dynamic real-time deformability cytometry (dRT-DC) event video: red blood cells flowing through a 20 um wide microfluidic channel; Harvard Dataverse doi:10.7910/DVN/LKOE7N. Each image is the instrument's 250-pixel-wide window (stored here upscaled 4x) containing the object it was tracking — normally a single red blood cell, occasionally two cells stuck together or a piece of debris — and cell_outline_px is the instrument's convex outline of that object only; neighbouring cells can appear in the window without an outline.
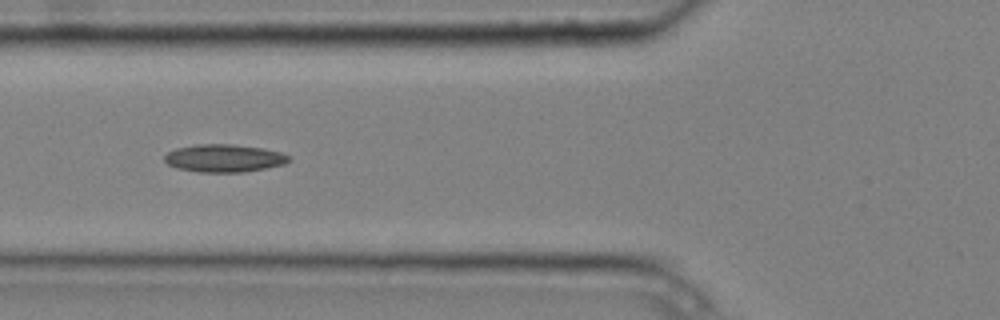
{"species": "common noctule bat (a hibernating species)", "species_latin": "Nyctalus noctula", "temperature_condition": "cold", "stored_images_in_passage": 7, "camera_frame_rate_fps": 3000, "um_per_image_px": 0.085, "animal": {"sex": "male", "body_mass_g": 20.4}, "frame": {"image": 1, "passage_image": 5, "time_ms": 1.333, "image_size_px": [1000, 320], "cell_outline_px": [[288, 160], [284, 164], [244, 172], [200, 172], [176, 168], [168, 164], [164, 160], [164, 156], [168, 152], [176, 148], [196, 144], [232, 144], [264, 148], [280, 152], [288, 156]], "centroid_in_image_um": [19.0, 13.44], "position_along_channel_um": 106.8, "area_um2": 20.0}}
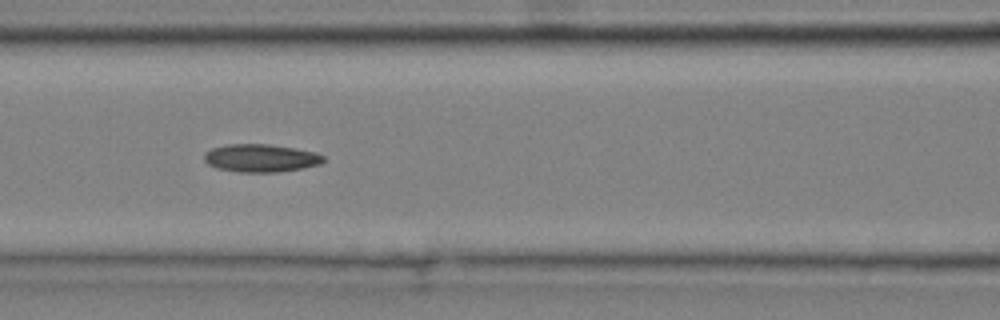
{"frame": {"image": 2, "passage_image": 6, "time_ms": 1.667, "image_size_px": [1000, 320], "cell_outline_px": [[324, 160], [320, 164], [300, 168], [276, 172], [240, 172], [216, 168], [208, 164], [204, 160], [204, 152], [212, 148], [228, 144], [268, 144], [296, 148], [316, 152], [324, 156]], "centroid_in_image_um": [22.14, 13.43], "position_along_channel_um": 144.5, "area_um2": 19.36}}
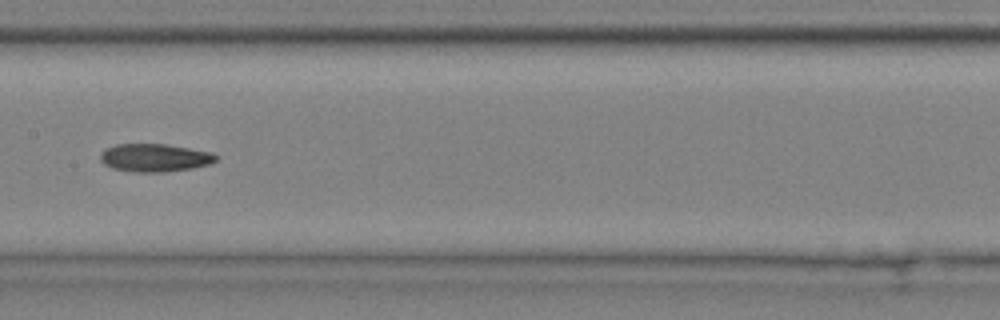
{"frame": {"image": 3, "passage_image": 7, "time_ms": 2.0, "image_size_px": [1000, 320], "cell_outline_px": [[216, 160], [212, 164], [192, 168], [164, 172], [132, 172], [112, 168], [104, 164], [100, 160], [100, 152], [104, 148], [116, 144], [164, 144], [212, 152], [216, 156]], "centroid_in_image_um": [13.11, 13.41], "position_along_channel_um": 194.3, "area_um2": 18.96}}